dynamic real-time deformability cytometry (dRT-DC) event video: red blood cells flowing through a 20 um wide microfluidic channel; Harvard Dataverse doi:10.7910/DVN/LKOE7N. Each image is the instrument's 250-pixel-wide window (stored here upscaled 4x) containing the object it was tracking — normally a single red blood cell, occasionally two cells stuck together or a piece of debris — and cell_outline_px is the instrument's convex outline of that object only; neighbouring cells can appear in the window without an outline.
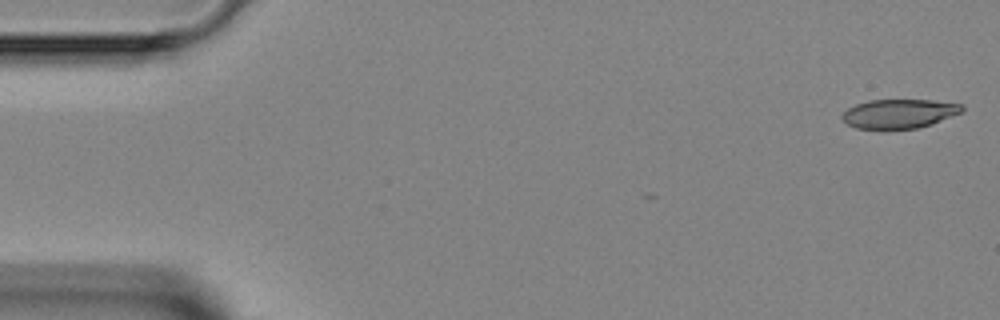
{"species": "Egyptian fruit bat (a non-hibernating species)", "species_latin": "Rousettus aegyptiacus", "temperature_condition": "room temperature", "stored_images_in_passage": 6, "camera_frame_rate_fps": 3000, "um_per_image_px": 0.085, "animal": {"sex": "female"}, "frame": {"image": 1, "passage_image": 1, "time_ms": 0.0, "image_size_px": [1000, 320], "cell_outline_px": [[964, 112], [932, 124], [920, 128], [884, 132], [880, 132], [856, 128], [848, 124], [840, 116], [848, 108], [856, 104], [868, 100], [932, 100], [964, 104]], "centroid_in_image_um": [76.43, 9.71], "position_along_channel_um": 8.6, "area_um2": 21.33}}
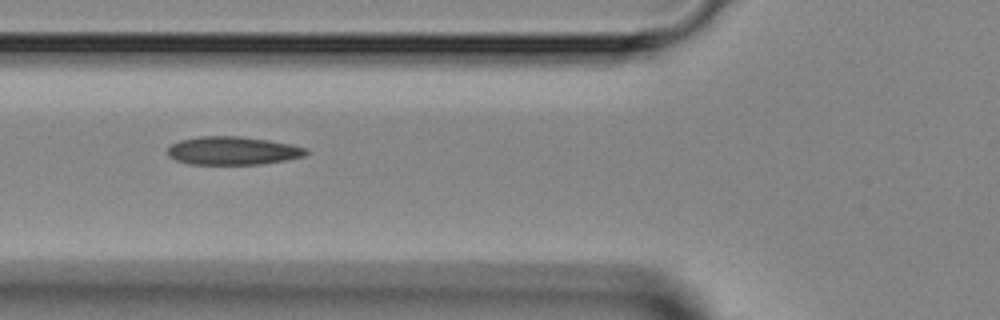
{"frame": {"image": 2, "passage_image": 5, "time_ms": 5.333, "image_size_px": [1000, 320], "cell_outline_px": [[308, 152], [304, 156], [288, 160], [264, 164], [188, 164], [176, 160], [168, 156], [168, 148], [172, 144], [180, 140], [200, 136], [240, 136], [268, 140], [292, 144], [308, 148]], "centroid_in_image_um": [19.82, 12.81], "position_along_channel_um": 106.0, "area_um2": 22.95}}
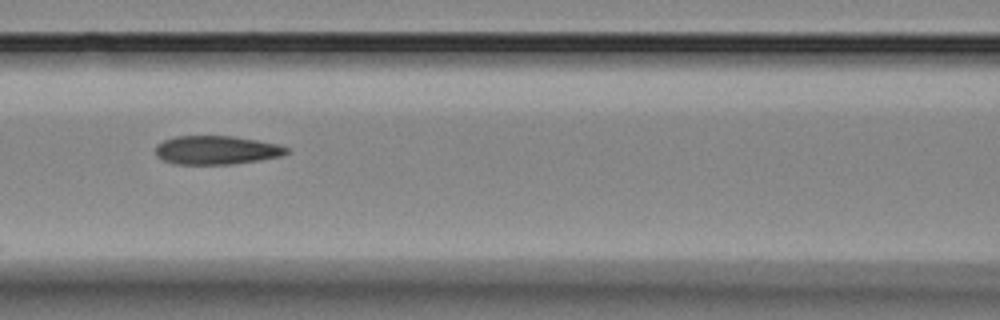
{"frame": {"image": 3, "passage_image": 6, "time_ms": 6.333, "image_size_px": [1000, 320], "cell_outline_px": [[288, 152], [284, 156], [260, 160], [232, 164], [176, 164], [164, 160], [156, 156], [156, 144], [164, 140], [176, 136], [232, 136], [280, 144], [288, 148]], "centroid_in_image_um": [18.42, 12.76], "position_along_channel_um": 148.2, "area_um2": 21.96}}